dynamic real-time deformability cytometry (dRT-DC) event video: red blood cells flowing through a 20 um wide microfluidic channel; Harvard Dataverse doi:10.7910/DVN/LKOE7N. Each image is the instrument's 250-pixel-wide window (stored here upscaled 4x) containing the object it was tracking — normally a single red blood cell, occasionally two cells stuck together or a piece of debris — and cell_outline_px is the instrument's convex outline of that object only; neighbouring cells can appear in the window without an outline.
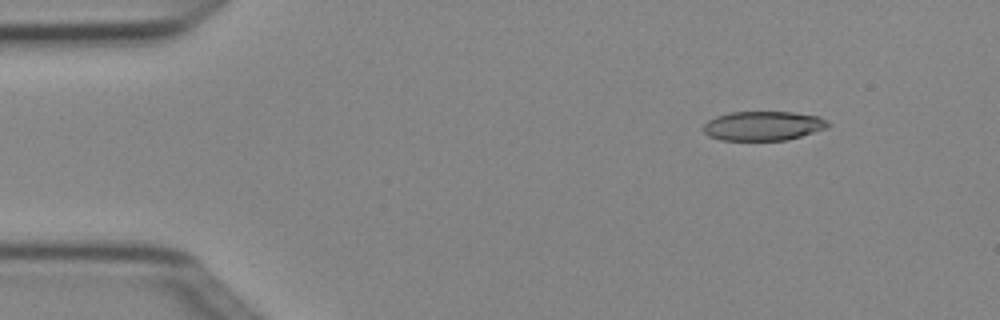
{"species": "Egyptian fruit bat (a non-hibernating species)", "species_latin": "Rousettus aegyptiacus", "temperature_condition": "cold", "stored_images_in_passage": 3, "camera_frame_rate_fps": 3000, "um_per_image_px": 0.085, "animal": {"sex": "female"}, "frame": {"image": 1, "passage_image": 1, "time_ms": 0.0, "image_size_px": [1000, 320], "cell_outline_px": [[832, 124], [828, 128], [788, 140], [720, 140], [708, 136], [704, 132], [704, 124], [708, 120], [716, 116], [728, 112], [792, 112], [820, 116], [828, 120]], "centroid_in_image_um": [64.91, 10.69], "position_along_channel_um": 20.1, "area_um2": 21.56}}